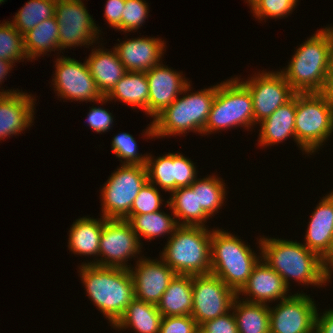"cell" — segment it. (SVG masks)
I'll use <instances>...</instances> for the list:
<instances>
[{"instance_id":"20","label":"cell","mask_w":333,"mask_h":333,"mask_svg":"<svg viewBox=\"0 0 333 333\" xmlns=\"http://www.w3.org/2000/svg\"><path fill=\"white\" fill-rule=\"evenodd\" d=\"M166 41L155 37L131 38L113 46L126 71L146 72L161 63Z\"/></svg>"},{"instance_id":"35","label":"cell","mask_w":333,"mask_h":333,"mask_svg":"<svg viewBox=\"0 0 333 333\" xmlns=\"http://www.w3.org/2000/svg\"><path fill=\"white\" fill-rule=\"evenodd\" d=\"M0 59L13 63L20 62L19 60H28L24 49L23 35L10 21H4L0 24Z\"/></svg>"},{"instance_id":"43","label":"cell","mask_w":333,"mask_h":333,"mask_svg":"<svg viewBox=\"0 0 333 333\" xmlns=\"http://www.w3.org/2000/svg\"><path fill=\"white\" fill-rule=\"evenodd\" d=\"M105 4L104 17L107 23L115 30L122 31V13L125 0H107Z\"/></svg>"},{"instance_id":"15","label":"cell","mask_w":333,"mask_h":333,"mask_svg":"<svg viewBox=\"0 0 333 333\" xmlns=\"http://www.w3.org/2000/svg\"><path fill=\"white\" fill-rule=\"evenodd\" d=\"M305 293H295L269 307L270 333H315L317 307Z\"/></svg>"},{"instance_id":"33","label":"cell","mask_w":333,"mask_h":333,"mask_svg":"<svg viewBox=\"0 0 333 333\" xmlns=\"http://www.w3.org/2000/svg\"><path fill=\"white\" fill-rule=\"evenodd\" d=\"M170 195V198L165 202L176 217L177 224L180 226H198L197 191H193L190 186H186L176 189Z\"/></svg>"},{"instance_id":"4","label":"cell","mask_w":333,"mask_h":333,"mask_svg":"<svg viewBox=\"0 0 333 333\" xmlns=\"http://www.w3.org/2000/svg\"><path fill=\"white\" fill-rule=\"evenodd\" d=\"M190 88L189 83L181 93L183 96L180 98L178 96L170 106L153 119L145 129L144 136L160 138L185 134L189 131L203 134L217 85L188 94L191 91Z\"/></svg>"},{"instance_id":"2","label":"cell","mask_w":333,"mask_h":333,"mask_svg":"<svg viewBox=\"0 0 333 333\" xmlns=\"http://www.w3.org/2000/svg\"><path fill=\"white\" fill-rule=\"evenodd\" d=\"M297 48L280 72L296 93L323 92L333 57V26L318 30Z\"/></svg>"},{"instance_id":"31","label":"cell","mask_w":333,"mask_h":333,"mask_svg":"<svg viewBox=\"0 0 333 333\" xmlns=\"http://www.w3.org/2000/svg\"><path fill=\"white\" fill-rule=\"evenodd\" d=\"M24 49L28 60L40 57L46 52L59 50V25L55 16L42 21L23 35Z\"/></svg>"},{"instance_id":"21","label":"cell","mask_w":333,"mask_h":333,"mask_svg":"<svg viewBox=\"0 0 333 333\" xmlns=\"http://www.w3.org/2000/svg\"><path fill=\"white\" fill-rule=\"evenodd\" d=\"M303 244L325 262L332 257L333 191L323 196L312 212Z\"/></svg>"},{"instance_id":"40","label":"cell","mask_w":333,"mask_h":333,"mask_svg":"<svg viewBox=\"0 0 333 333\" xmlns=\"http://www.w3.org/2000/svg\"><path fill=\"white\" fill-rule=\"evenodd\" d=\"M198 324L191 315L163 317L159 333H197Z\"/></svg>"},{"instance_id":"25","label":"cell","mask_w":333,"mask_h":333,"mask_svg":"<svg viewBox=\"0 0 333 333\" xmlns=\"http://www.w3.org/2000/svg\"><path fill=\"white\" fill-rule=\"evenodd\" d=\"M193 276L175 275L163 293L157 308L163 317L191 315Z\"/></svg>"},{"instance_id":"12","label":"cell","mask_w":333,"mask_h":333,"mask_svg":"<svg viewBox=\"0 0 333 333\" xmlns=\"http://www.w3.org/2000/svg\"><path fill=\"white\" fill-rule=\"evenodd\" d=\"M191 316L198 326L232 311L237 293L212 273L193 276Z\"/></svg>"},{"instance_id":"30","label":"cell","mask_w":333,"mask_h":333,"mask_svg":"<svg viewBox=\"0 0 333 333\" xmlns=\"http://www.w3.org/2000/svg\"><path fill=\"white\" fill-rule=\"evenodd\" d=\"M232 305L239 333H270L269 304L239 300Z\"/></svg>"},{"instance_id":"46","label":"cell","mask_w":333,"mask_h":333,"mask_svg":"<svg viewBox=\"0 0 333 333\" xmlns=\"http://www.w3.org/2000/svg\"><path fill=\"white\" fill-rule=\"evenodd\" d=\"M13 62L11 61H4L0 59V85L2 84L4 78L6 79V75L8 72L10 73V69L12 70Z\"/></svg>"},{"instance_id":"42","label":"cell","mask_w":333,"mask_h":333,"mask_svg":"<svg viewBox=\"0 0 333 333\" xmlns=\"http://www.w3.org/2000/svg\"><path fill=\"white\" fill-rule=\"evenodd\" d=\"M112 113L110 111L102 108V107H92L89 110L87 115V122L89 127L97 133L108 132V130L112 127L113 118Z\"/></svg>"},{"instance_id":"29","label":"cell","mask_w":333,"mask_h":333,"mask_svg":"<svg viewBox=\"0 0 333 333\" xmlns=\"http://www.w3.org/2000/svg\"><path fill=\"white\" fill-rule=\"evenodd\" d=\"M162 318L157 305L135 298L113 328L119 331L131 327L137 333H159Z\"/></svg>"},{"instance_id":"36","label":"cell","mask_w":333,"mask_h":333,"mask_svg":"<svg viewBox=\"0 0 333 333\" xmlns=\"http://www.w3.org/2000/svg\"><path fill=\"white\" fill-rule=\"evenodd\" d=\"M111 148L116 157L123 165H143L146 166L147 154H139L137 142L129 133H119L113 137Z\"/></svg>"},{"instance_id":"32","label":"cell","mask_w":333,"mask_h":333,"mask_svg":"<svg viewBox=\"0 0 333 333\" xmlns=\"http://www.w3.org/2000/svg\"><path fill=\"white\" fill-rule=\"evenodd\" d=\"M127 220L134 232L141 240V236L147 240L160 237L161 235L171 237L175 229L179 226L175 216H170L161 210L148 214L129 215Z\"/></svg>"},{"instance_id":"6","label":"cell","mask_w":333,"mask_h":333,"mask_svg":"<svg viewBox=\"0 0 333 333\" xmlns=\"http://www.w3.org/2000/svg\"><path fill=\"white\" fill-rule=\"evenodd\" d=\"M223 229L211 235V271L229 288L238 293L252 274L261 256L252 251L241 238Z\"/></svg>"},{"instance_id":"17","label":"cell","mask_w":333,"mask_h":333,"mask_svg":"<svg viewBox=\"0 0 333 333\" xmlns=\"http://www.w3.org/2000/svg\"><path fill=\"white\" fill-rule=\"evenodd\" d=\"M136 267L130 268L135 298L157 305L176 273L160 258H138Z\"/></svg>"},{"instance_id":"23","label":"cell","mask_w":333,"mask_h":333,"mask_svg":"<svg viewBox=\"0 0 333 333\" xmlns=\"http://www.w3.org/2000/svg\"><path fill=\"white\" fill-rule=\"evenodd\" d=\"M296 93L285 104L281 105L268 118L260 122L258 143L260 146H273L290 137H295Z\"/></svg>"},{"instance_id":"39","label":"cell","mask_w":333,"mask_h":333,"mask_svg":"<svg viewBox=\"0 0 333 333\" xmlns=\"http://www.w3.org/2000/svg\"><path fill=\"white\" fill-rule=\"evenodd\" d=\"M148 3L145 0H125L122 13V31L124 33L138 30L148 18Z\"/></svg>"},{"instance_id":"45","label":"cell","mask_w":333,"mask_h":333,"mask_svg":"<svg viewBox=\"0 0 333 333\" xmlns=\"http://www.w3.org/2000/svg\"><path fill=\"white\" fill-rule=\"evenodd\" d=\"M323 93L333 103V57L328 71V78Z\"/></svg>"},{"instance_id":"47","label":"cell","mask_w":333,"mask_h":333,"mask_svg":"<svg viewBox=\"0 0 333 333\" xmlns=\"http://www.w3.org/2000/svg\"><path fill=\"white\" fill-rule=\"evenodd\" d=\"M333 272V256L326 262V283L330 282Z\"/></svg>"},{"instance_id":"16","label":"cell","mask_w":333,"mask_h":333,"mask_svg":"<svg viewBox=\"0 0 333 333\" xmlns=\"http://www.w3.org/2000/svg\"><path fill=\"white\" fill-rule=\"evenodd\" d=\"M196 166L181 153H168L153 158L147 157L148 182L165 192L172 193L180 187L190 186L197 178Z\"/></svg>"},{"instance_id":"8","label":"cell","mask_w":333,"mask_h":333,"mask_svg":"<svg viewBox=\"0 0 333 333\" xmlns=\"http://www.w3.org/2000/svg\"><path fill=\"white\" fill-rule=\"evenodd\" d=\"M240 80L235 77L217 84L203 135L239 126L249 129L256 125L250 91Z\"/></svg>"},{"instance_id":"18","label":"cell","mask_w":333,"mask_h":333,"mask_svg":"<svg viewBox=\"0 0 333 333\" xmlns=\"http://www.w3.org/2000/svg\"><path fill=\"white\" fill-rule=\"evenodd\" d=\"M35 100L22 90L0 91V141L32 126Z\"/></svg>"},{"instance_id":"7","label":"cell","mask_w":333,"mask_h":333,"mask_svg":"<svg viewBox=\"0 0 333 333\" xmlns=\"http://www.w3.org/2000/svg\"><path fill=\"white\" fill-rule=\"evenodd\" d=\"M333 132V103L323 92L296 93L295 137L300 150L312 155Z\"/></svg>"},{"instance_id":"24","label":"cell","mask_w":333,"mask_h":333,"mask_svg":"<svg viewBox=\"0 0 333 333\" xmlns=\"http://www.w3.org/2000/svg\"><path fill=\"white\" fill-rule=\"evenodd\" d=\"M91 51L86 63L98 90L105 97L127 71L114 49L109 51L102 47Z\"/></svg>"},{"instance_id":"26","label":"cell","mask_w":333,"mask_h":333,"mask_svg":"<svg viewBox=\"0 0 333 333\" xmlns=\"http://www.w3.org/2000/svg\"><path fill=\"white\" fill-rule=\"evenodd\" d=\"M107 101H122L131 108H141L149 115V84L145 72L127 71L105 96Z\"/></svg>"},{"instance_id":"27","label":"cell","mask_w":333,"mask_h":333,"mask_svg":"<svg viewBox=\"0 0 333 333\" xmlns=\"http://www.w3.org/2000/svg\"><path fill=\"white\" fill-rule=\"evenodd\" d=\"M82 217L69 230L68 249L75 254L99 257L100 236L106 218Z\"/></svg>"},{"instance_id":"3","label":"cell","mask_w":333,"mask_h":333,"mask_svg":"<svg viewBox=\"0 0 333 333\" xmlns=\"http://www.w3.org/2000/svg\"><path fill=\"white\" fill-rule=\"evenodd\" d=\"M79 269L88 298L114 326L135 299L130 269L83 263Z\"/></svg>"},{"instance_id":"41","label":"cell","mask_w":333,"mask_h":333,"mask_svg":"<svg viewBox=\"0 0 333 333\" xmlns=\"http://www.w3.org/2000/svg\"><path fill=\"white\" fill-rule=\"evenodd\" d=\"M201 327L207 333H239L233 311L206 321Z\"/></svg>"},{"instance_id":"5","label":"cell","mask_w":333,"mask_h":333,"mask_svg":"<svg viewBox=\"0 0 333 333\" xmlns=\"http://www.w3.org/2000/svg\"><path fill=\"white\" fill-rule=\"evenodd\" d=\"M212 231L202 226H178L160 258L177 275H201L211 271Z\"/></svg>"},{"instance_id":"38","label":"cell","mask_w":333,"mask_h":333,"mask_svg":"<svg viewBox=\"0 0 333 333\" xmlns=\"http://www.w3.org/2000/svg\"><path fill=\"white\" fill-rule=\"evenodd\" d=\"M158 188L149 182L139 191L133 201L129 215H140L157 212L160 210L163 198Z\"/></svg>"},{"instance_id":"19","label":"cell","mask_w":333,"mask_h":333,"mask_svg":"<svg viewBox=\"0 0 333 333\" xmlns=\"http://www.w3.org/2000/svg\"><path fill=\"white\" fill-rule=\"evenodd\" d=\"M145 73L149 84V115L153 119L182 95L184 88L191 83L182 76V72L162 63Z\"/></svg>"},{"instance_id":"44","label":"cell","mask_w":333,"mask_h":333,"mask_svg":"<svg viewBox=\"0 0 333 333\" xmlns=\"http://www.w3.org/2000/svg\"><path fill=\"white\" fill-rule=\"evenodd\" d=\"M318 311L315 319V333H333V309L324 311L323 315H320Z\"/></svg>"},{"instance_id":"11","label":"cell","mask_w":333,"mask_h":333,"mask_svg":"<svg viewBox=\"0 0 333 333\" xmlns=\"http://www.w3.org/2000/svg\"><path fill=\"white\" fill-rule=\"evenodd\" d=\"M86 8L82 0L56 1L54 16L59 25L60 51L78 45L91 46L98 40L101 30Z\"/></svg>"},{"instance_id":"13","label":"cell","mask_w":333,"mask_h":333,"mask_svg":"<svg viewBox=\"0 0 333 333\" xmlns=\"http://www.w3.org/2000/svg\"><path fill=\"white\" fill-rule=\"evenodd\" d=\"M55 61V75L52 80L57 96L79 102L105 103L107 99L98 90L91 76L86 60L78 62L74 58L60 56Z\"/></svg>"},{"instance_id":"14","label":"cell","mask_w":333,"mask_h":333,"mask_svg":"<svg viewBox=\"0 0 333 333\" xmlns=\"http://www.w3.org/2000/svg\"><path fill=\"white\" fill-rule=\"evenodd\" d=\"M240 82L250 91L255 124L268 118L296 93L279 70L276 72L263 70Z\"/></svg>"},{"instance_id":"22","label":"cell","mask_w":333,"mask_h":333,"mask_svg":"<svg viewBox=\"0 0 333 333\" xmlns=\"http://www.w3.org/2000/svg\"><path fill=\"white\" fill-rule=\"evenodd\" d=\"M288 291L282 277L261 259L237 296L242 293L247 296L244 301L267 304L288 298Z\"/></svg>"},{"instance_id":"48","label":"cell","mask_w":333,"mask_h":333,"mask_svg":"<svg viewBox=\"0 0 333 333\" xmlns=\"http://www.w3.org/2000/svg\"><path fill=\"white\" fill-rule=\"evenodd\" d=\"M197 333H207V332L201 326H199Z\"/></svg>"},{"instance_id":"37","label":"cell","mask_w":333,"mask_h":333,"mask_svg":"<svg viewBox=\"0 0 333 333\" xmlns=\"http://www.w3.org/2000/svg\"><path fill=\"white\" fill-rule=\"evenodd\" d=\"M251 12L256 19L265 20V18H283L288 15L296 7L298 0H247Z\"/></svg>"},{"instance_id":"34","label":"cell","mask_w":333,"mask_h":333,"mask_svg":"<svg viewBox=\"0 0 333 333\" xmlns=\"http://www.w3.org/2000/svg\"><path fill=\"white\" fill-rule=\"evenodd\" d=\"M57 0H29L14 16L10 23L24 35L42 21L55 14Z\"/></svg>"},{"instance_id":"28","label":"cell","mask_w":333,"mask_h":333,"mask_svg":"<svg viewBox=\"0 0 333 333\" xmlns=\"http://www.w3.org/2000/svg\"><path fill=\"white\" fill-rule=\"evenodd\" d=\"M220 177L207 176L206 178H196L190 185L193 191H197L198 199V226L206 227L209 217L218 213L224 205L226 197V187ZM220 208V209H219ZM205 223V224H204Z\"/></svg>"},{"instance_id":"10","label":"cell","mask_w":333,"mask_h":333,"mask_svg":"<svg viewBox=\"0 0 333 333\" xmlns=\"http://www.w3.org/2000/svg\"><path fill=\"white\" fill-rule=\"evenodd\" d=\"M99 243L100 259L84 264L130 269L126 263L128 259L138 258L136 255L142 252V242L127 220L106 219Z\"/></svg>"},{"instance_id":"1","label":"cell","mask_w":333,"mask_h":333,"mask_svg":"<svg viewBox=\"0 0 333 333\" xmlns=\"http://www.w3.org/2000/svg\"><path fill=\"white\" fill-rule=\"evenodd\" d=\"M257 243L263 262L282 277L288 288L290 278L307 286L326 284V262L304 244L264 236Z\"/></svg>"},{"instance_id":"9","label":"cell","mask_w":333,"mask_h":333,"mask_svg":"<svg viewBox=\"0 0 333 333\" xmlns=\"http://www.w3.org/2000/svg\"><path fill=\"white\" fill-rule=\"evenodd\" d=\"M147 182L146 166L121 164L101 189L102 217L125 220L134 199Z\"/></svg>"}]
</instances>
